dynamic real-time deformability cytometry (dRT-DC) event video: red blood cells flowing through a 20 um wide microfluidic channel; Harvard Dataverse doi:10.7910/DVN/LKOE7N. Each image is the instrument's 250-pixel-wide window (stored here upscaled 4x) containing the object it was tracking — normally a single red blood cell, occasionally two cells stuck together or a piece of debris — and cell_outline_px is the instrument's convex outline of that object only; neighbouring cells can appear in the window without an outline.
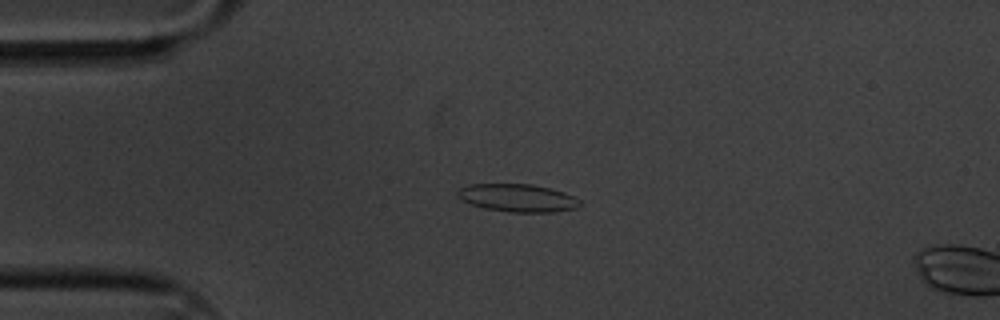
{"species": "common noctule bat (a hibernating species)", "species_latin": "Nyctalus noctula", "temperature_condition": "cold", "stored_images_in_passage": 5, "camera_frame_rate_fps": 3000, "um_per_image_px": 0.085, "animal": {"sex": "male", "body_mass_g": 20.1, "forearm_length_mm": 53.5}, "frame": {"image": 1, "passage_image": 4, "time_ms": 1.0, "image_size_px": [1000, 320], "cell_outline_px": [[580, 204], [576, 208], [556, 212], [508, 212], [484, 208], [472, 204], [456, 196], [456, 192], [460, 188], [468, 184], [532, 184], [564, 192], [580, 200]], "centroid_in_image_um": [43.98, 16.82], "position_along_channel_um": 41.0, "area_um2": 19.77}}